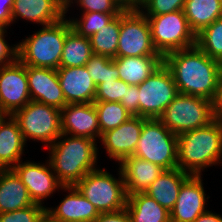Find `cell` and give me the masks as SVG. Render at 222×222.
I'll return each instance as SVG.
<instances>
[{
  "instance_id": "cell-47",
  "label": "cell",
  "mask_w": 222,
  "mask_h": 222,
  "mask_svg": "<svg viewBox=\"0 0 222 222\" xmlns=\"http://www.w3.org/2000/svg\"><path fill=\"white\" fill-rule=\"evenodd\" d=\"M7 115L0 110V123Z\"/></svg>"
},
{
  "instance_id": "cell-43",
  "label": "cell",
  "mask_w": 222,
  "mask_h": 222,
  "mask_svg": "<svg viewBox=\"0 0 222 222\" xmlns=\"http://www.w3.org/2000/svg\"><path fill=\"white\" fill-rule=\"evenodd\" d=\"M194 222H222V216L206 210Z\"/></svg>"
},
{
  "instance_id": "cell-19",
  "label": "cell",
  "mask_w": 222,
  "mask_h": 222,
  "mask_svg": "<svg viewBox=\"0 0 222 222\" xmlns=\"http://www.w3.org/2000/svg\"><path fill=\"white\" fill-rule=\"evenodd\" d=\"M62 190L68 195L56 208H46L52 217L66 222H93L99 216L95 206L75 186H63Z\"/></svg>"
},
{
  "instance_id": "cell-37",
  "label": "cell",
  "mask_w": 222,
  "mask_h": 222,
  "mask_svg": "<svg viewBox=\"0 0 222 222\" xmlns=\"http://www.w3.org/2000/svg\"><path fill=\"white\" fill-rule=\"evenodd\" d=\"M74 1V2H73ZM77 3L83 13L101 12V13H122L124 9L115 0H71L65 7V14L69 11L71 5ZM83 9V10H82Z\"/></svg>"
},
{
  "instance_id": "cell-44",
  "label": "cell",
  "mask_w": 222,
  "mask_h": 222,
  "mask_svg": "<svg viewBox=\"0 0 222 222\" xmlns=\"http://www.w3.org/2000/svg\"><path fill=\"white\" fill-rule=\"evenodd\" d=\"M124 10L136 9L138 7L137 0H115Z\"/></svg>"
},
{
  "instance_id": "cell-3",
  "label": "cell",
  "mask_w": 222,
  "mask_h": 222,
  "mask_svg": "<svg viewBox=\"0 0 222 222\" xmlns=\"http://www.w3.org/2000/svg\"><path fill=\"white\" fill-rule=\"evenodd\" d=\"M178 168L190 175H201L209 166L222 164V122L214 120L205 127L177 136Z\"/></svg>"
},
{
  "instance_id": "cell-16",
  "label": "cell",
  "mask_w": 222,
  "mask_h": 222,
  "mask_svg": "<svg viewBox=\"0 0 222 222\" xmlns=\"http://www.w3.org/2000/svg\"><path fill=\"white\" fill-rule=\"evenodd\" d=\"M26 72L31 101L60 110L67 105L56 69L26 66Z\"/></svg>"
},
{
  "instance_id": "cell-23",
  "label": "cell",
  "mask_w": 222,
  "mask_h": 222,
  "mask_svg": "<svg viewBox=\"0 0 222 222\" xmlns=\"http://www.w3.org/2000/svg\"><path fill=\"white\" fill-rule=\"evenodd\" d=\"M35 204L26 186L16 172L0 169V214L26 208Z\"/></svg>"
},
{
  "instance_id": "cell-24",
  "label": "cell",
  "mask_w": 222,
  "mask_h": 222,
  "mask_svg": "<svg viewBox=\"0 0 222 222\" xmlns=\"http://www.w3.org/2000/svg\"><path fill=\"white\" fill-rule=\"evenodd\" d=\"M190 176L179 168L163 170L145 193L170 212L177 201L182 184Z\"/></svg>"
},
{
  "instance_id": "cell-7",
  "label": "cell",
  "mask_w": 222,
  "mask_h": 222,
  "mask_svg": "<svg viewBox=\"0 0 222 222\" xmlns=\"http://www.w3.org/2000/svg\"><path fill=\"white\" fill-rule=\"evenodd\" d=\"M177 136L202 128L214 121L212 101L198 96L178 94L158 118Z\"/></svg>"
},
{
  "instance_id": "cell-32",
  "label": "cell",
  "mask_w": 222,
  "mask_h": 222,
  "mask_svg": "<svg viewBox=\"0 0 222 222\" xmlns=\"http://www.w3.org/2000/svg\"><path fill=\"white\" fill-rule=\"evenodd\" d=\"M119 14L121 13L87 12L82 13L79 19L69 17V20L73 30L81 36L90 38Z\"/></svg>"
},
{
  "instance_id": "cell-8",
  "label": "cell",
  "mask_w": 222,
  "mask_h": 222,
  "mask_svg": "<svg viewBox=\"0 0 222 222\" xmlns=\"http://www.w3.org/2000/svg\"><path fill=\"white\" fill-rule=\"evenodd\" d=\"M12 116L18 122L26 143L28 139L38 140L47 148L62 135L61 110L55 107L30 101Z\"/></svg>"
},
{
  "instance_id": "cell-4",
  "label": "cell",
  "mask_w": 222,
  "mask_h": 222,
  "mask_svg": "<svg viewBox=\"0 0 222 222\" xmlns=\"http://www.w3.org/2000/svg\"><path fill=\"white\" fill-rule=\"evenodd\" d=\"M72 29L66 16L42 26L18 44V60L26 66L58 69L67 33Z\"/></svg>"
},
{
  "instance_id": "cell-15",
  "label": "cell",
  "mask_w": 222,
  "mask_h": 222,
  "mask_svg": "<svg viewBox=\"0 0 222 222\" xmlns=\"http://www.w3.org/2000/svg\"><path fill=\"white\" fill-rule=\"evenodd\" d=\"M208 199L201 175H191L182 184L177 201L170 211L171 222H194L207 210L205 205Z\"/></svg>"
},
{
  "instance_id": "cell-28",
  "label": "cell",
  "mask_w": 222,
  "mask_h": 222,
  "mask_svg": "<svg viewBox=\"0 0 222 222\" xmlns=\"http://www.w3.org/2000/svg\"><path fill=\"white\" fill-rule=\"evenodd\" d=\"M92 55L90 39L71 29L63 45L60 67L85 66Z\"/></svg>"
},
{
  "instance_id": "cell-29",
  "label": "cell",
  "mask_w": 222,
  "mask_h": 222,
  "mask_svg": "<svg viewBox=\"0 0 222 222\" xmlns=\"http://www.w3.org/2000/svg\"><path fill=\"white\" fill-rule=\"evenodd\" d=\"M121 28V14L115 16L90 39L93 54L116 58Z\"/></svg>"
},
{
  "instance_id": "cell-38",
  "label": "cell",
  "mask_w": 222,
  "mask_h": 222,
  "mask_svg": "<svg viewBox=\"0 0 222 222\" xmlns=\"http://www.w3.org/2000/svg\"><path fill=\"white\" fill-rule=\"evenodd\" d=\"M7 28H0V67L14 63L18 60V44L10 46L5 40Z\"/></svg>"
},
{
  "instance_id": "cell-2",
  "label": "cell",
  "mask_w": 222,
  "mask_h": 222,
  "mask_svg": "<svg viewBox=\"0 0 222 222\" xmlns=\"http://www.w3.org/2000/svg\"><path fill=\"white\" fill-rule=\"evenodd\" d=\"M47 148L52 170L63 186H75L87 173L98 168L99 148L93 139L62 134Z\"/></svg>"
},
{
  "instance_id": "cell-9",
  "label": "cell",
  "mask_w": 222,
  "mask_h": 222,
  "mask_svg": "<svg viewBox=\"0 0 222 222\" xmlns=\"http://www.w3.org/2000/svg\"><path fill=\"white\" fill-rule=\"evenodd\" d=\"M146 17L153 45L163 57L170 52L196 46V35L190 29L183 10Z\"/></svg>"
},
{
  "instance_id": "cell-35",
  "label": "cell",
  "mask_w": 222,
  "mask_h": 222,
  "mask_svg": "<svg viewBox=\"0 0 222 222\" xmlns=\"http://www.w3.org/2000/svg\"><path fill=\"white\" fill-rule=\"evenodd\" d=\"M129 84L121 79L108 80L97 86L94 102H120Z\"/></svg>"
},
{
  "instance_id": "cell-6",
  "label": "cell",
  "mask_w": 222,
  "mask_h": 222,
  "mask_svg": "<svg viewBox=\"0 0 222 222\" xmlns=\"http://www.w3.org/2000/svg\"><path fill=\"white\" fill-rule=\"evenodd\" d=\"M133 156L159 165L164 170L178 168L177 135L159 119L143 117V127Z\"/></svg>"
},
{
  "instance_id": "cell-12",
  "label": "cell",
  "mask_w": 222,
  "mask_h": 222,
  "mask_svg": "<svg viewBox=\"0 0 222 222\" xmlns=\"http://www.w3.org/2000/svg\"><path fill=\"white\" fill-rule=\"evenodd\" d=\"M30 101L26 65L17 60L0 67V110L12 116Z\"/></svg>"
},
{
  "instance_id": "cell-39",
  "label": "cell",
  "mask_w": 222,
  "mask_h": 222,
  "mask_svg": "<svg viewBox=\"0 0 222 222\" xmlns=\"http://www.w3.org/2000/svg\"><path fill=\"white\" fill-rule=\"evenodd\" d=\"M138 85H129L120 103L132 116H139Z\"/></svg>"
},
{
  "instance_id": "cell-26",
  "label": "cell",
  "mask_w": 222,
  "mask_h": 222,
  "mask_svg": "<svg viewBox=\"0 0 222 222\" xmlns=\"http://www.w3.org/2000/svg\"><path fill=\"white\" fill-rule=\"evenodd\" d=\"M126 209L132 222H171L170 212L145 192L128 195Z\"/></svg>"
},
{
  "instance_id": "cell-21",
  "label": "cell",
  "mask_w": 222,
  "mask_h": 222,
  "mask_svg": "<svg viewBox=\"0 0 222 222\" xmlns=\"http://www.w3.org/2000/svg\"><path fill=\"white\" fill-rule=\"evenodd\" d=\"M119 166L127 195L145 192L164 170L159 165L133 155L126 157Z\"/></svg>"
},
{
  "instance_id": "cell-20",
  "label": "cell",
  "mask_w": 222,
  "mask_h": 222,
  "mask_svg": "<svg viewBox=\"0 0 222 222\" xmlns=\"http://www.w3.org/2000/svg\"><path fill=\"white\" fill-rule=\"evenodd\" d=\"M65 6L59 0H14L12 22L23 18L42 26L65 17Z\"/></svg>"
},
{
  "instance_id": "cell-27",
  "label": "cell",
  "mask_w": 222,
  "mask_h": 222,
  "mask_svg": "<svg viewBox=\"0 0 222 222\" xmlns=\"http://www.w3.org/2000/svg\"><path fill=\"white\" fill-rule=\"evenodd\" d=\"M183 12L196 35L222 17V6L220 0H185Z\"/></svg>"
},
{
  "instance_id": "cell-31",
  "label": "cell",
  "mask_w": 222,
  "mask_h": 222,
  "mask_svg": "<svg viewBox=\"0 0 222 222\" xmlns=\"http://www.w3.org/2000/svg\"><path fill=\"white\" fill-rule=\"evenodd\" d=\"M196 46L222 63V17L196 34Z\"/></svg>"
},
{
  "instance_id": "cell-42",
  "label": "cell",
  "mask_w": 222,
  "mask_h": 222,
  "mask_svg": "<svg viewBox=\"0 0 222 222\" xmlns=\"http://www.w3.org/2000/svg\"><path fill=\"white\" fill-rule=\"evenodd\" d=\"M214 119L222 122V75L217 83L216 93L212 100Z\"/></svg>"
},
{
  "instance_id": "cell-17",
  "label": "cell",
  "mask_w": 222,
  "mask_h": 222,
  "mask_svg": "<svg viewBox=\"0 0 222 222\" xmlns=\"http://www.w3.org/2000/svg\"><path fill=\"white\" fill-rule=\"evenodd\" d=\"M61 131L62 134L100 140L101 133L94 103L67 104L61 109Z\"/></svg>"
},
{
  "instance_id": "cell-33",
  "label": "cell",
  "mask_w": 222,
  "mask_h": 222,
  "mask_svg": "<svg viewBox=\"0 0 222 222\" xmlns=\"http://www.w3.org/2000/svg\"><path fill=\"white\" fill-rule=\"evenodd\" d=\"M85 67L96 86L108 80L119 79L117 66L109 57L93 54Z\"/></svg>"
},
{
  "instance_id": "cell-34",
  "label": "cell",
  "mask_w": 222,
  "mask_h": 222,
  "mask_svg": "<svg viewBox=\"0 0 222 222\" xmlns=\"http://www.w3.org/2000/svg\"><path fill=\"white\" fill-rule=\"evenodd\" d=\"M185 0H139L138 9L145 16H157L183 10Z\"/></svg>"
},
{
  "instance_id": "cell-1",
  "label": "cell",
  "mask_w": 222,
  "mask_h": 222,
  "mask_svg": "<svg viewBox=\"0 0 222 222\" xmlns=\"http://www.w3.org/2000/svg\"><path fill=\"white\" fill-rule=\"evenodd\" d=\"M164 64L172 73L180 94L213 100L222 75L221 62L193 46L166 54Z\"/></svg>"
},
{
  "instance_id": "cell-30",
  "label": "cell",
  "mask_w": 222,
  "mask_h": 222,
  "mask_svg": "<svg viewBox=\"0 0 222 222\" xmlns=\"http://www.w3.org/2000/svg\"><path fill=\"white\" fill-rule=\"evenodd\" d=\"M98 116L101 135L117 128L132 115L120 102H93Z\"/></svg>"
},
{
  "instance_id": "cell-11",
  "label": "cell",
  "mask_w": 222,
  "mask_h": 222,
  "mask_svg": "<svg viewBox=\"0 0 222 222\" xmlns=\"http://www.w3.org/2000/svg\"><path fill=\"white\" fill-rule=\"evenodd\" d=\"M137 56H162L153 45L148 19L138 8L121 13L116 58Z\"/></svg>"
},
{
  "instance_id": "cell-14",
  "label": "cell",
  "mask_w": 222,
  "mask_h": 222,
  "mask_svg": "<svg viewBox=\"0 0 222 222\" xmlns=\"http://www.w3.org/2000/svg\"><path fill=\"white\" fill-rule=\"evenodd\" d=\"M143 127V117L132 116L117 128L101 135L100 141L110 159L120 164L126 157L135 152Z\"/></svg>"
},
{
  "instance_id": "cell-22",
  "label": "cell",
  "mask_w": 222,
  "mask_h": 222,
  "mask_svg": "<svg viewBox=\"0 0 222 222\" xmlns=\"http://www.w3.org/2000/svg\"><path fill=\"white\" fill-rule=\"evenodd\" d=\"M26 142L18 122L7 115L0 123V169H10L22 160Z\"/></svg>"
},
{
  "instance_id": "cell-41",
  "label": "cell",
  "mask_w": 222,
  "mask_h": 222,
  "mask_svg": "<svg viewBox=\"0 0 222 222\" xmlns=\"http://www.w3.org/2000/svg\"><path fill=\"white\" fill-rule=\"evenodd\" d=\"M14 0H0V28H8L12 22Z\"/></svg>"
},
{
  "instance_id": "cell-5",
  "label": "cell",
  "mask_w": 222,
  "mask_h": 222,
  "mask_svg": "<svg viewBox=\"0 0 222 222\" xmlns=\"http://www.w3.org/2000/svg\"><path fill=\"white\" fill-rule=\"evenodd\" d=\"M118 169V179L106 169L96 168L75 185L99 213L116 212L126 207L128 195L122 171Z\"/></svg>"
},
{
  "instance_id": "cell-13",
  "label": "cell",
  "mask_w": 222,
  "mask_h": 222,
  "mask_svg": "<svg viewBox=\"0 0 222 222\" xmlns=\"http://www.w3.org/2000/svg\"><path fill=\"white\" fill-rule=\"evenodd\" d=\"M26 186L34 203L43 206L44 200L56 190H62L63 185L57 179L49 160L46 164L21 160L12 168Z\"/></svg>"
},
{
  "instance_id": "cell-45",
  "label": "cell",
  "mask_w": 222,
  "mask_h": 222,
  "mask_svg": "<svg viewBox=\"0 0 222 222\" xmlns=\"http://www.w3.org/2000/svg\"><path fill=\"white\" fill-rule=\"evenodd\" d=\"M43 222H66V221H61L58 220L54 217H52L47 211L45 212L44 218H43Z\"/></svg>"
},
{
  "instance_id": "cell-25",
  "label": "cell",
  "mask_w": 222,
  "mask_h": 222,
  "mask_svg": "<svg viewBox=\"0 0 222 222\" xmlns=\"http://www.w3.org/2000/svg\"><path fill=\"white\" fill-rule=\"evenodd\" d=\"M119 79L129 85H139L164 63L163 56H137L113 59Z\"/></svg>"
},
{
  "instance_id": "cell-10",
  "label": "cell",
  "mask_w": 222,
  "mask_h": 222,
  "mask_svg": "<svg viewBox=\"0 0 222 222\" xmlns=\"http://www.w3.org/2000/svg\"><path fill=\"white\" fill-rule=\"evenodd\" d=\"M139 116L158 119L179 94L172 73L163 63L138 85Z\"/></svg>"
},
{
  "instance_id": "cell-18",
  "label": "cell",
  "mask_w": 222,
  "mask_h": 222,
  "mask_svg": "<svg viewBox=\"0 0 222 222\" xmlns=\"http://www.w3.org/2000/svg\"><path fill=\"white\" fill-rule=\"evenodd\" d=\"M57 75L67 104L94 102L97 86L85 66L59 67Z\"/></svg>"
},
{
  "instance_id": "cell-36",
  "label": "cell",
  "mask_w": 222,
  "mask_h": 222,
  "mask_svg": "<svg viewBox=\"0 0 222 222\" xmlns=\"http://www.w3.org/2000/svg\"><path fill=\"white\" fill-rule=\"evenodd\" d=\"M46 206L33 204L23 209L0 214V222H43Z\"/></svg>"
},
{
  "instance_id": "cell-46",
  "label": "cell",
  "mask_w": 222,
  "mask_h": 222,
  "mask_svg": "<svg viewBox=\"0 0 222 222\" xmlns=\"http://www.w3.org/2000/svg\"><path fill=\"white\" fill-rule=\"evenodd\" d=\"M65 7L71 2V0H59Z\"/></svg>"
},
{
  "instance_id": "cell-40",
  "label": "cell",
  "mask_w": 222,
  "mask_h": 222,
  "mask_svg": "<svg viewBox=\"0 0 222 222\" xmlns=\"http://www.w3.org/2000/svg\"><path fill=\"white\" fill-rule=\"evenodd\" d=\"M93 222H132L126 207L116 212L100 213Z\"/></svg>"
}]
</instances>
